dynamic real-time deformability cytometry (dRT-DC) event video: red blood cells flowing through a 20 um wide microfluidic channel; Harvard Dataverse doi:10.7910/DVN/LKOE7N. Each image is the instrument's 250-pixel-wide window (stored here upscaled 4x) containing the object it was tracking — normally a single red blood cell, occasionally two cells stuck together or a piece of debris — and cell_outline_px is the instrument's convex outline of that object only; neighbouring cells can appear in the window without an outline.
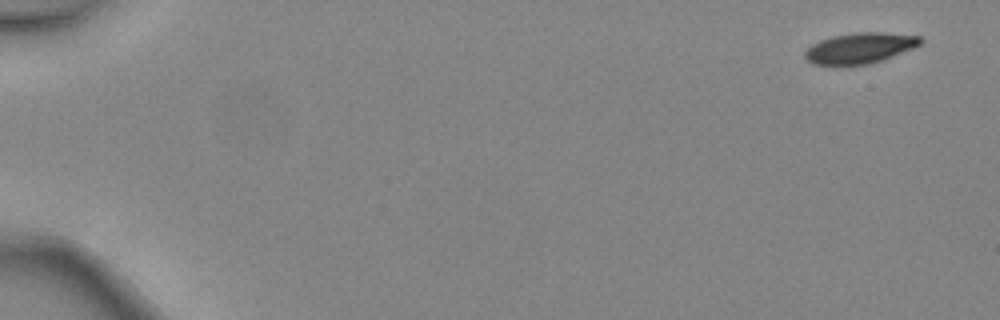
{"species": "common noctule bat (a hibernating species)", "species_latin": "Nyctalus noctula", "temperature_condition": "warm", "stored_images_in_passage": 6, "camera_frame_rate_fps": 3000, "um_per_image_px": 0.085, "animal": {"sex": "female", "body_mass_g": 24.6, "forearm_length_mm": 56.2}, "frame": {"image": 1, "passage_image": 1, "time_ms": 0.0, "image_size_px": [1000, 320], "cell_outline_px": [[924, 40], [920, 44], [912, 48], [892, 56], [868, 64], [812, 64], [804, 56], [804, 52], [812, 44], [820, 40], [832, 36], [852, 32], [880, 32], [920, 36]], "centroid_in_image_um": [73.08, 4.06], "position_along_channel_um": 11.9, "area_um2": 20.35}}
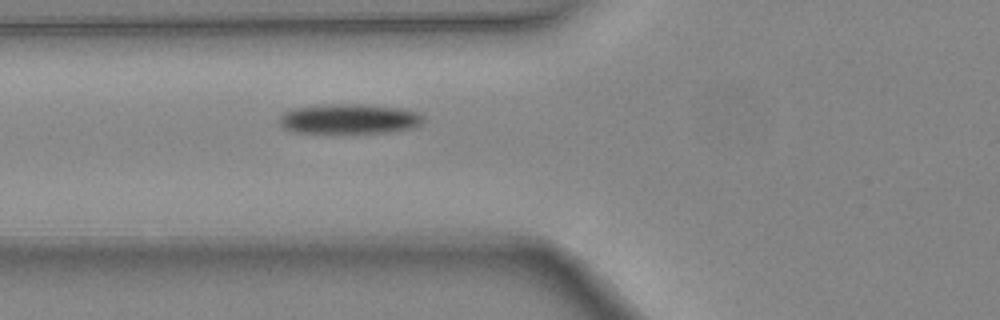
{"frame": {"image": 2, "passage_image": 6, "time_ms": 1.667, "image_size_px": [1000, 320], "cell_outline_px": [[424, 120], [420, 124], [412, 128], [388, 132], [296, 132], [284, 128], [280, 124], [280, 116], [284, 112], [292, 108], [328, 104], [360, 104], [400, 108], [420, 112], [424, 116]], "centroid_in_image_um": [29.71, 10.09], "position_along_channel_um": 96.1, "area_um2": 24.91}}